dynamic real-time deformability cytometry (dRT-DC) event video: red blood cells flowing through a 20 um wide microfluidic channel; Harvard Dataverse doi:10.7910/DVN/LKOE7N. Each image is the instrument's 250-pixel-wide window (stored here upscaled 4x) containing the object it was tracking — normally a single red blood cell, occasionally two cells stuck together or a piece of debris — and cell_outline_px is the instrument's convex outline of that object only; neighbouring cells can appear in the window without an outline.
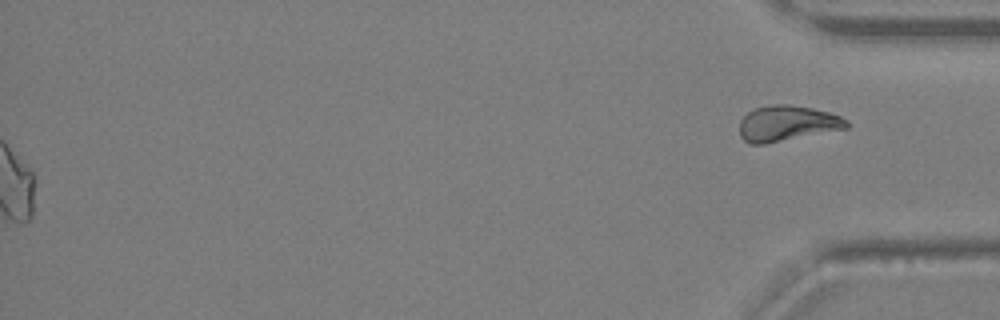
{"species": "Egyptian fruit bat (a non-hibernating species)", "species_latin": "Rousettus aegyptiacus", "temperature_condition": "warm", "stored_images_in_passage": 35, "segment_of_instrument_passage": [2, 2], "camera_frame_rate_fps": 3000, "um_per_image_px": 0.085, "animal": {"sex": "female"}, "frame": {"image": 1, "passage_image": 35, "time_ms": 11.333, "image_size_px": [1000, 320], "cell_outline_px": [[848, 128], [764, 144], [748, 144], [740, 136], [740, 120], [748, 112], [756, 108], [772, 104], [788, 104], [812, 108], [828, 112], [840, 116], [848, 120]], "centroid_in_image_um": [66.9, 10.49], "position_along_channel_um": 368.3, "area_um2": 22.14}}